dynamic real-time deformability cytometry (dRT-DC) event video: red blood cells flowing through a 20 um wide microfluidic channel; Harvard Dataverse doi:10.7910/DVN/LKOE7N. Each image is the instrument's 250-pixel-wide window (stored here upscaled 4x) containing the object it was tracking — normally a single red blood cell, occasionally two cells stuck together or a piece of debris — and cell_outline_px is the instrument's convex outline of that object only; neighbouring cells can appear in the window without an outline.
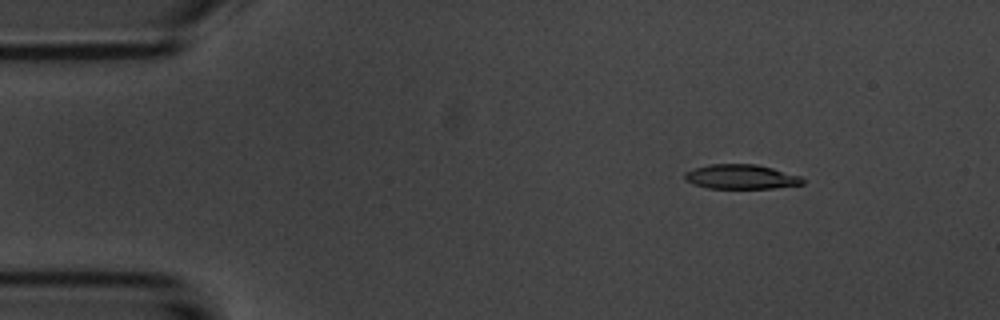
{"species": "common noctule bat (a hibernating species)", "species_latin": "Nyctalus noctula", "temperature_condition": "room temperature", "stored_images_in_passage": 4, "camera_frame_rate_fps": 3000, "um_per_image_px": 0.085, "animal": {"sex": "male", "body_mass_g": 20.1, "forearm_length_mm": 53.5}, "frame": {"image": 1, "passage_image": 1, "time_ms": 0.0, "image_size_px": [1000, 320], "cell_outline_px": [[804, 184], [776, 188], [708, 188], [692, 184], [684, 180], [684, 172], [708, 164], [756, 164], [772, 168], [800, 176], [804, 180]], "centroid_in_image_um": [62.97, 15.03], "position_along_channel_um": 22.0, "area_um2": 16.88}}
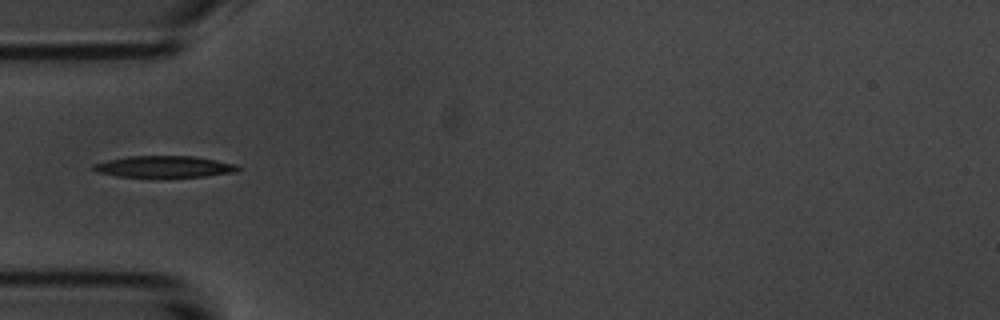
{"frame": {"image": 2, "passage_image": 4, "time_ms": 3.333, "image_size_px": [1000, 320], "cell_outline_px": [[240, 168], [236, 172], [208, 176], [160, 180], [152, 180], [116, 176], [96, 172], [92, 168], [92, 164], [108, 160], [128, 156], [196, 156], [236, 164]], "centroid_in_image_um": [13.93, 14.22], "position_along_channel_um": 71.1, "area_um2": 19.36}}